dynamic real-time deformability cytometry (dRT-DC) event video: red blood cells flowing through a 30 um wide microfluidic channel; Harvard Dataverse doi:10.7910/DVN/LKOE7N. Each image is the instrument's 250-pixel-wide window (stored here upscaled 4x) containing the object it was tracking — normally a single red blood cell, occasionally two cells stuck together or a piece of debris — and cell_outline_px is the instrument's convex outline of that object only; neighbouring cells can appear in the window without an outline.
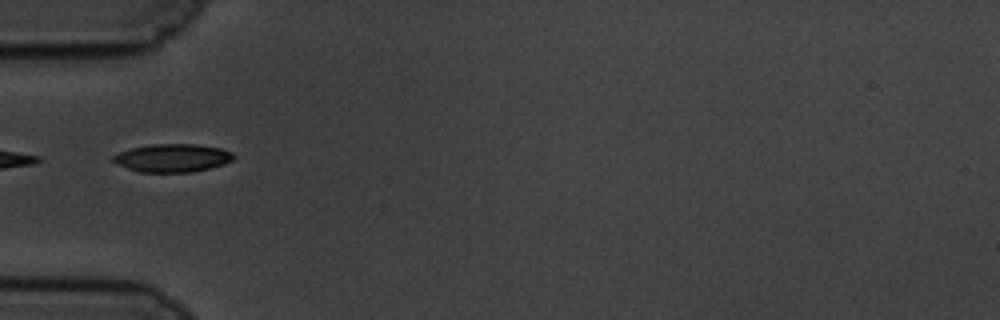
{"species": "common noctule bat (a hibernating species)", "species_latin": "Nyctalus noctula", "temperature_condition": "cold", "stored_images_in_passage": 5, "camera_frame_rate_fps": 3000, "um_per_image_px": 0.085, "animal": {"sex": "male", "body_mass_g": 19.5, "forearm_length_mm": 54.6}, "frame": {"image": 1, "passage_image": 1, "time_ms": 0.0, "image_size_px": [1000, 320], "cell_outline_px": [[236, 156], [232, 160], [224, 164], [192, 172], [140, 172], [128, 168], [112, 160], [112, 156], [120, 152], [132, 148], [152, 144], [192, 144], [220, 148], [232, 152]], "centroid_in_image_um": [14.69, 13.42], "position_along_channel_um": 70.3, "area_um2": 19.48}}